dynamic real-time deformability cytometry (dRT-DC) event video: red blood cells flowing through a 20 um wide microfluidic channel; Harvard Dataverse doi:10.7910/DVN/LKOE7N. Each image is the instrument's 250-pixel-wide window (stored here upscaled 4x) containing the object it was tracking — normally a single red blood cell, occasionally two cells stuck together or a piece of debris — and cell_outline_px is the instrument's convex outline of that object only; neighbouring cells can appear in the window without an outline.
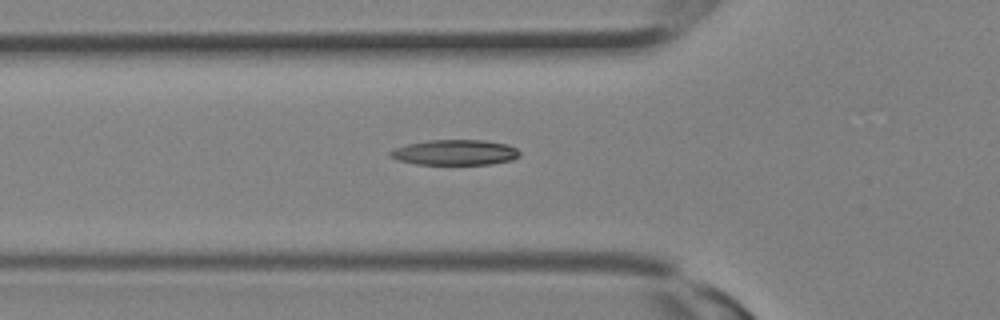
{"species": "Egyptian fruit bat (a non-hibernating species)", "species_latin": "Rousettus aegyptiacus", "temperature_condition": "room temperature", "stored_images_in_passage": 15, "camera_frame_rate_fps": 3000, "um_per_image_px": 0.085, "animal": {"sex": "female"}, "frame": {"image": 1, "passage_image": 11, "time_ms": 3.333, "image_size_px": [1000, 320], "cell_outline_px": [[520, 156], [512, 160], [492, 164], [416, 164], [396, 160], [388, 156], [388, 152], [396, 148], [408, 144], [428, 140], [484, 140], [508, 144], [516, 148], [520, 152]], "centroid_in_image_um": [38.68, 12.96], "position_along_channel_um": 87.1, "area_um2": 19.25}}
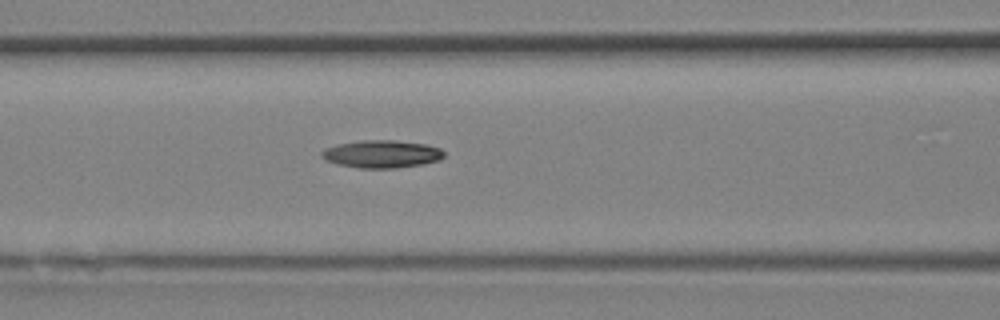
{"frame": {"image": 2, "passage_image": 13, "time_ms": 4.0, "image_size_px": [1000, 320], "cell_outline_px": [[444, 156], [440, 160], [424, 164], [396, 168], [360, 168], [336, 164], [320, 156], [320, 152], [324, 148], [336, 144], [360, 140], [392, 140], [428, 144], [440, 148], [444, 152]], "centroid_in_image_um": [32.44, 13.09], "position_along_channel_um": 134.2, "area_um2": 19.94}}
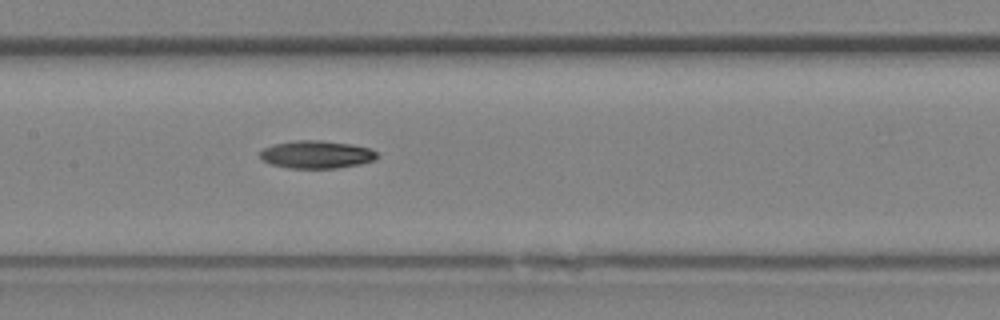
{"frame": {"image": 3, "passage_image": 15, "time_ms": 4.667, "image_size_px": [1000, 320], "cell_outline_px": [[380, 156], [376, 160], [360, 164], [336, 168], [288, 168], [272, 164], [260, 160], [260, 152], [264, 148], [272, 144], [296, 140], [320, 140], [352, 144], [372, 148]], "centroid_in_image_um": [26.93, 13.13], "position_along_channel_um": 180.5, "area_um2": 19.19}}